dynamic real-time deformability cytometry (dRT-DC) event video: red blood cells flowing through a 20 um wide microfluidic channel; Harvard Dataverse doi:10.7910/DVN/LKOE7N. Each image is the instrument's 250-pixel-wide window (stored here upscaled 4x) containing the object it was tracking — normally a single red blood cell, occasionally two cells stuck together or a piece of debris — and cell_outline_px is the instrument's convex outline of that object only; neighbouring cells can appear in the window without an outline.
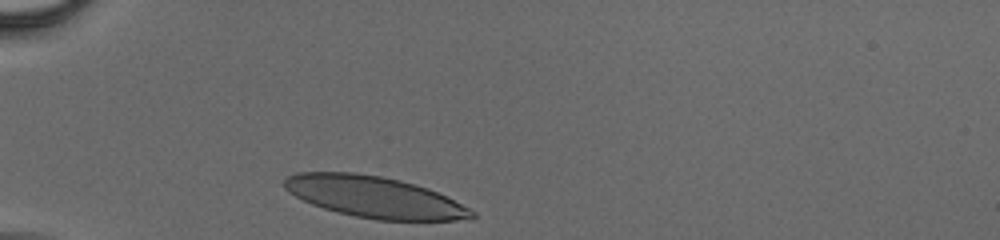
{"species": "human", "species_latin": "Homo sapiens", "temperature_condition": "cold", "stored_images_in_passage": 30, "camera_frame_rate_fps": 3000, "um_per_image_px": 0.085, "donor": {"sex": "male"}, "frame": {"image": 1, "passage_image": 1, "time_ms": 0.0, "image_size_px": [1000, 240], "cell_outline_px": [[476, 216], [456, 220], [376, 220], [356, 216], [324, 208], [312, 204], [288, 192], [284, 188], [284, 180], [288, 176], [296, 172], [352, 172], [380, 176], [400, 180], [428, 188], [476, 212]], "centroid_in_image_um": [31.78, 16.73], "position_along_channel_um": 53.2, "area_um2": 44.56}}
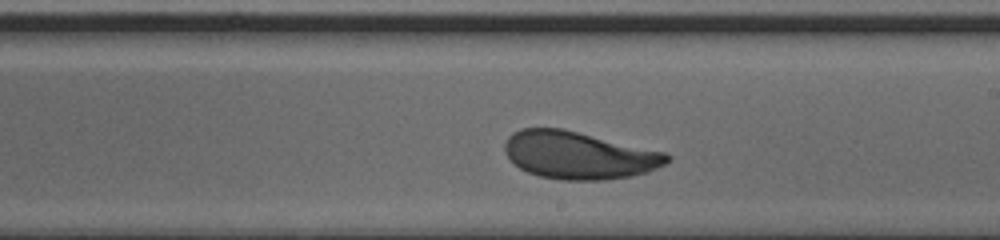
{"frame": {"image": 2, "passage_image": 18, "time_ms": 5.667, "image_size_px": [1000, 240], "cell_outline_px": [[672, 160], [648, 172], [632, 176], [604, 180], [560, 180], [540, 176], [528, 172], [520, 168], [508, 156], [504, 148], [504, 144], [508, 136], [512, 132], [520, 128], [564, 128], [664, 152], [672, 156]], "centroid_in_image_um": [49.21, 13.19], "position_along_channel_um": 239.8, "area_um2": 45.03}}
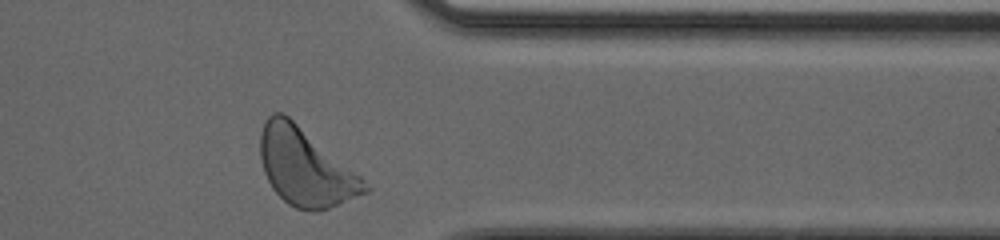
{"frame": {"image": 3, "passage_image": 30, "time_ms": 9.667, "image_size_px": [1000, 240], "cell_outline_px": [[372, 188], [368, 192], [328, 208], [316, 212], [312, 212], [296, 208], [288, 204], [272, 188], [264, 172], [260, 156], [260, 132], [264, 120], [272, 112], [284, 112], [360, 176]], "centroid_in_image_um": [25.92, 14.2], "position_along_channel_um": 385.5, "area_um2": 46.7}}